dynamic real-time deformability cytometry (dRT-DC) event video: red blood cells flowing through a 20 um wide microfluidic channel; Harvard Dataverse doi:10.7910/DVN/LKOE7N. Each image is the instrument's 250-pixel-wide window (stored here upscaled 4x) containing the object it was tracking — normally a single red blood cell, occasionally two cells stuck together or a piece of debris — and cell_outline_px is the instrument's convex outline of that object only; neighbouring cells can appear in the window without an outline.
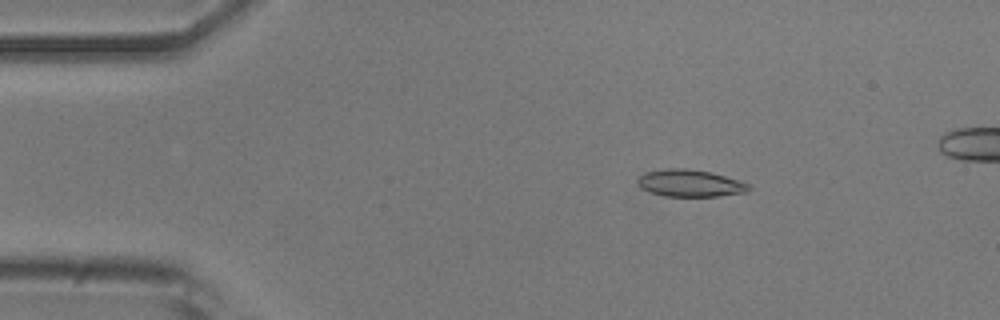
{"species": "common noctule bat (a hibernating species)", "species_latin": "Nyctalus noctula", "temperature_condition": "room temperature", "stored_images_in_passage": 51, "camera_frame_rate_fps": 3000, "um_per_image_px": 0.085, "animal": {"sex": "male", "body_mass_g": 20.5, "forearm_length_mm": 52.5}, "frame": {"image": 1, "passage_image": 9, "time_ms": 2.667, "image_size_px": [1000, 320], "cell_outline_px": [[752, 188], [748, 192], [720, 196], [664, 196], [640, 188], [636, 180], [644, 172], [668, 168], [688, 168], [708, 172], [724, 176], [748, 184]], "centroid_in_image_um": [58.63, 15.57], "position_along_channel_um": 26.4, "area_um2": 17.46}}
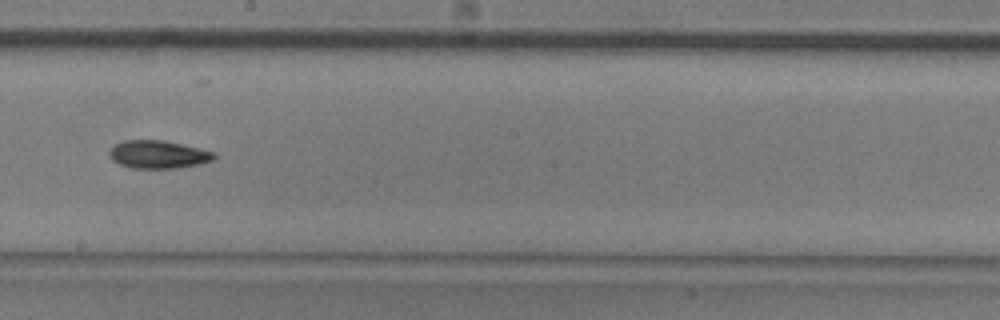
{"frame": {"image": 2, "passage_image": 30, "time_ms": 9.667, "image_size_px": [1000, 320], "cell_outline_px": [[216, 156], [212, 160], [200, 164], [176, 168], [132, 168], [120, 164], [112, 160], [108, 152], [116, 144], [124, 140], [164, 140], [200, 148], [216, 152]], "centroid_in_image_um": [13.47, 13.12], "position_along_channel_um": 234.7, "area_um2": 17.05}}
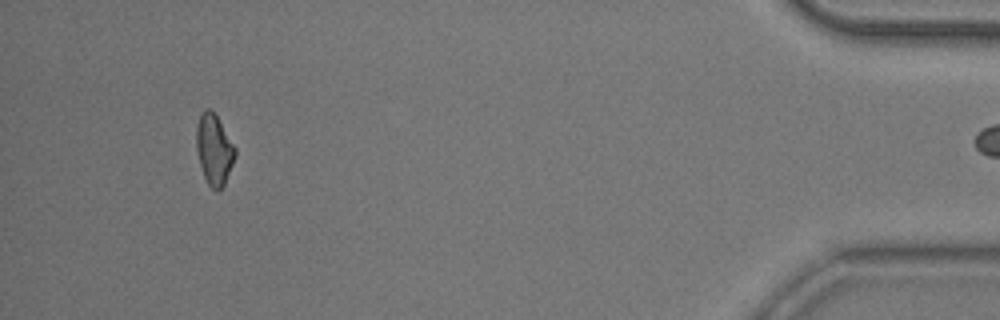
{"frame": {"image": 3, "passage_image": 50, "time_ms": 16.333, "image_size_px": [1000, 320], "cell_outline_px": [[236, 156], [224, 184], [216, 192], [208, 184], [204, 176], [200, 164], [196, 148], [196, 128], [200, 112], [204, 108], [208, 108], [216, 116], [236, 148]], "centroid_in_image_um": [18.19, 12.7], "position_along_channel_um": 417.0, "area_um2": 15.78}}